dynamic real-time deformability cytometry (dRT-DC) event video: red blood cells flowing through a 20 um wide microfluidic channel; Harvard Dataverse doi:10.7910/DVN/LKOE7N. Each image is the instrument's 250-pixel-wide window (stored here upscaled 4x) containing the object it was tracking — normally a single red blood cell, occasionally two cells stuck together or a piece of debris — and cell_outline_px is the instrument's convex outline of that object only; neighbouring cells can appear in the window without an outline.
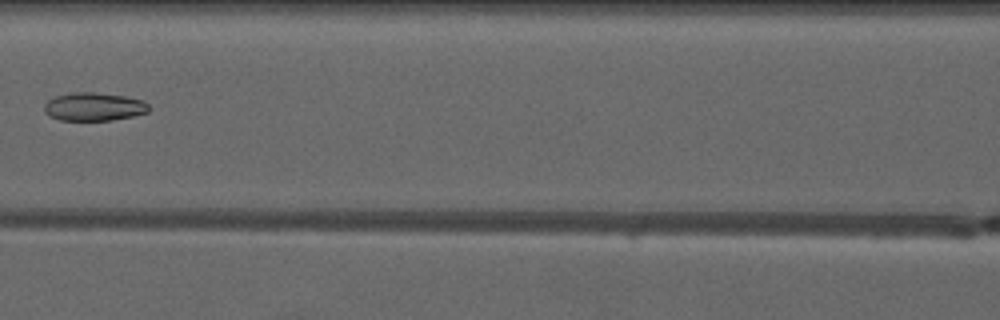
{"species": "common noctule bat (a hibernating species)", "species_latin": "Nyctalus noctula", "temperature_condition": "warm", "stored_images_in_passage": 7, "camera_frame_rate_fps": 3000, "um_per_image_px": 0.085, "animal": {"sex": "male", "forearm_length_mm": 52.5}, "frame": {"image": 1, "passage_image": 6, "time_ms": 7.0, "image_size_px": [1000, 320], "cell_outline_px": [[148, 112], [132, 116], [112, 120], [60, 120], [48, 116], [44, 112], [44, 104], [48, 100], [56, 96], [72, 92], [92, 92], [124, 96], [144, 100], [148, 104]], "centroid_in_image_um": [7.95, 9.07], "position_along_channel_um": 158.6, "area_um2": 17.22}}
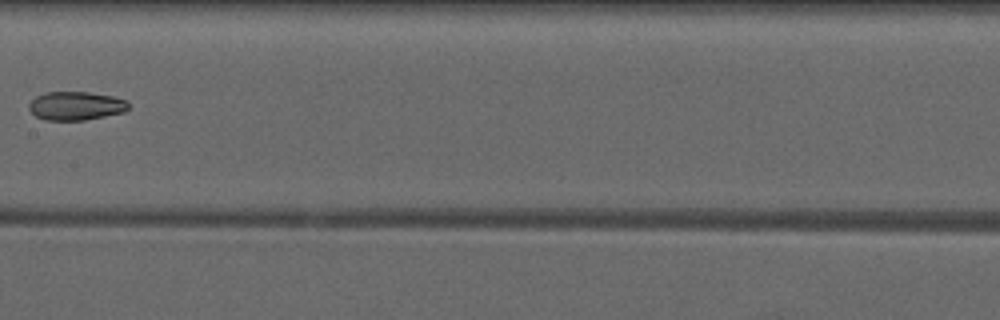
{"frame": {"image": 2, "passage_image": 7, "time_ms": 8.0, "image_size_px": [1000, 320], "cell_outline_px": [[128, 108], [124, 112], [84, 120], [44, 120], [36, 116], [28, 108], [28, 104], [36, 96], [44, 92], [88, 92], [112, 96], [128, 100]], "centroid_in_image_um": [6.43, 8.99], "position_along_channel_um": 201.0, "area_um2": 16.59}}